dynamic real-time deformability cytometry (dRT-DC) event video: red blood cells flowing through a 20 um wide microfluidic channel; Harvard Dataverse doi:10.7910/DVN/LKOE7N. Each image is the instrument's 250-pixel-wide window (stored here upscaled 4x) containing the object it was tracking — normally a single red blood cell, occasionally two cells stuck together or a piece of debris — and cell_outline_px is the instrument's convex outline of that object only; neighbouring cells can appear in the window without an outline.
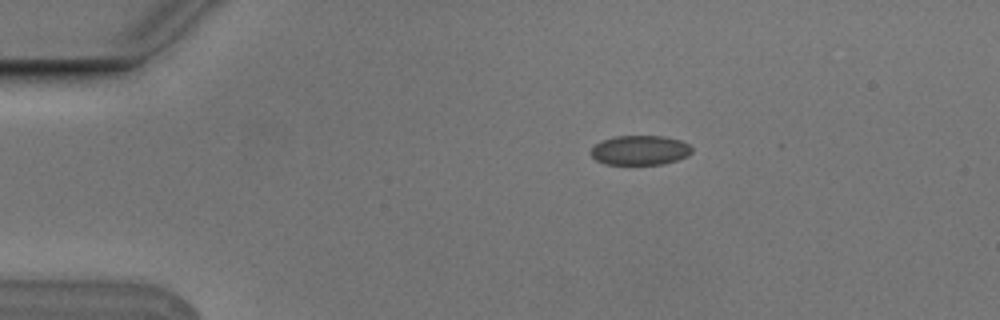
{"species": "Egyptian fruit bat (a non-hibernating species)", "species_latin": "Rousettus aegyptiacus", "temperature_condition": "cold", "stored_images_in_passage": 8, "camera_frame_rate_fps": 3000, "um_per_image_px": 0.085, "animal": {"sex": "male"}, "frame": {"image": 1, "passage_image": 3, "time_ms": 0.667, "image_size_px": [1000, 320], "cell_outline_px": [[692, 152], [688, 156], [664, 164], [604, 164], [596, 160], [592, 156], [592, 148], [596, 144], [604, 140], [616, 136], [664, 136], [680, 140], [688, 144], [692, 148]], "centroid_in_image_um": [54.43, 12.77], "position_along_channel_um": 30.6, "area_um2": 17.28}}
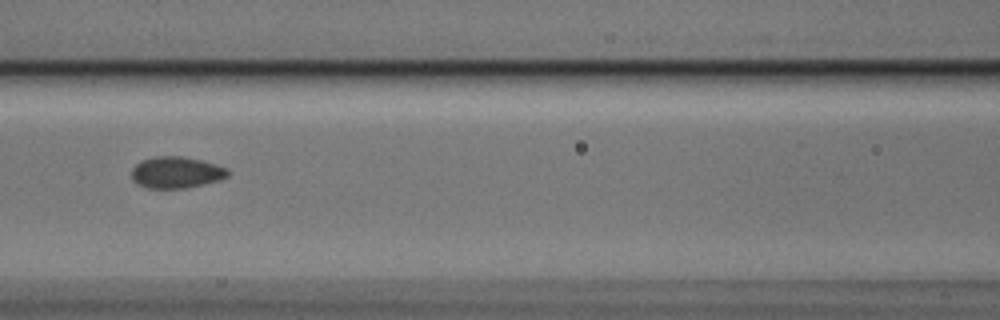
{"frame": {"image": 2, "passage_image": 7, "time_ms": 2.0, "image_size_px": [1000, 320], "cell_outline_px": [[228, 176], [220, 180], [204, 184], [184, 188], [148, 188], [132, 180], [132, 168], [140, 160], [156, 156], [180, 156], [200, 160], [216, 164], [228, 168]], "centroid_in_image_um": [14.98, 14.65], "position_along_channel_um": 151.6, "area_um2": 17.63}}
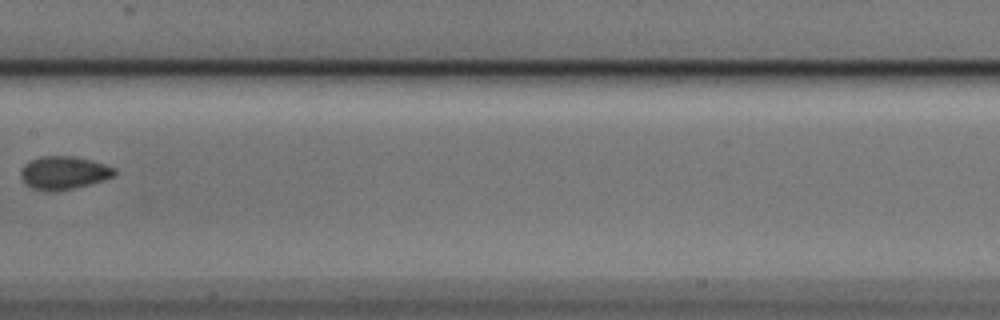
{"frame": {"image": 3, "passage_image": 8, "time_ms": 2.333, "image_size_px": [1000, 320], "cell_outline_px": [[116, 172], [112, 176], [104, 180], [72, 188], [52, 192], [48, 192], [32, 188], [24, 184], [20, 176], [20, 172], [24, 164], [40, 156], [72, 156], [104, 164], [116, 168]], "centroid_in_image_um": [5.37, 14.69], "position_along_channel_um": 202.0, "area_um2": 17.98}}